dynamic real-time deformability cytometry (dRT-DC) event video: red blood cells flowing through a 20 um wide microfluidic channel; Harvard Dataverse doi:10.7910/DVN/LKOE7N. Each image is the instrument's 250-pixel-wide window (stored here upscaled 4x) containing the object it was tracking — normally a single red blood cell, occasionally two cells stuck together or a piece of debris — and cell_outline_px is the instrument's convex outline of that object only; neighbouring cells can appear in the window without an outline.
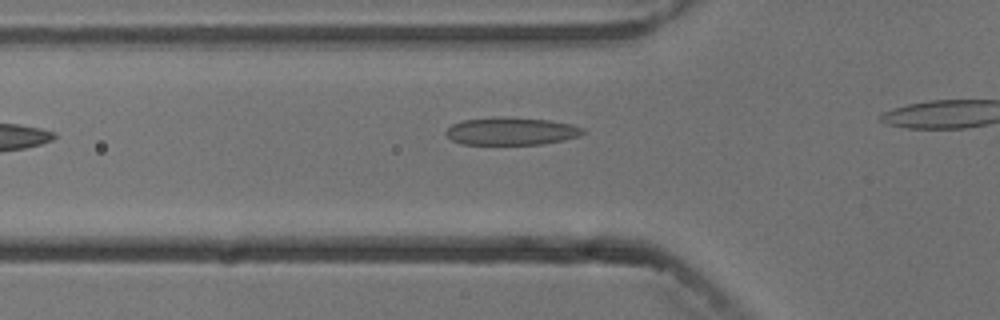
{"species": "common noctule bat (a hibernating species)", "species_latin": "Nyctalus noctula", "temperature_condition": "cold", "stored_images_in_passage": 4, "camera_frame_rate_fps": 3000, "um_per_image_px": 0.085, "animal": {"sex": "male", "body_mass_g": 13.3}, "frame": {"image": 1, "passage_image": 3, "time_ms": 2.333, "image_size_px": [1000, 320], "cell_outline_px": [[588, 132], [580, 136], [564, 140], [540, 144], [464, 144], [452, 140], [444, 132], [452, 124], [464, 120], [500, 116], [548, 120], [572, 124], [584, 128]], "centroid_in_image_um": [43.5, 11.14], "position_along_channel_um": 82.3, "area_um2": 22.14}}